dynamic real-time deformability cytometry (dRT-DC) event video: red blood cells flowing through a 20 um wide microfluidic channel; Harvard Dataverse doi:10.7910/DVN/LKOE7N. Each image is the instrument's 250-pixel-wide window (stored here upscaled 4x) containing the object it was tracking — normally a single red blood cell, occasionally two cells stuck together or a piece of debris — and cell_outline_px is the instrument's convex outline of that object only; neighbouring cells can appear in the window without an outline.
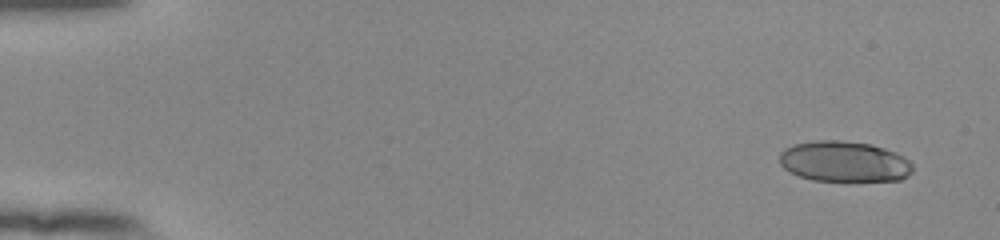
{"species": "human", "species_latin": "Homo sapiens", "temperature_condition": "room temperature", "stored_images_in_passage": 52, "camera_frame_rate_fps": 3000, "um_per_image_px": 0.085, "donor": {"sex": "female"}, "frame": {"image": 1, "passage_image": 1, "time_ms": 0.0, "image_size_px": [1000, 240], "cell_outline_px": [[912, 172], [908, 176], [900, 180], [812, 180], [800, 176], [784, 168], [780, 164], [780, 152], [784, 148], [796, 144], [816, 140], [840, 140], [868, 144], [884, 148], [896, 152], [904, 156], [912, 164]], "centroid_in_image_um": [71.76, 13.72], "position_along_channel_um": 13.2, "area_um2": 31.33}}
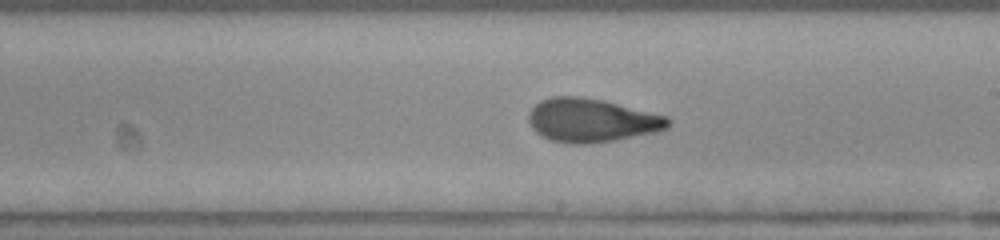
{"frame": {"image": 2, "passage_image": 30, "time_ms": 9.667, "image_size_px": [1000, 240], "cell_outline_px": [[672, 120], [668, 128], [656, 132], [616, 140], [588, 144], [568, 144], [552, 140], [536, 132], [532, 128], [528, 120], [528, 112], [540, 100], [552, 96], [580, 96], [604, 100], [668, 116]], "centroid_in_image_um": [50.3, 10.22], "position_along_channel_um": 238.7, "area_um2": 35.72}}
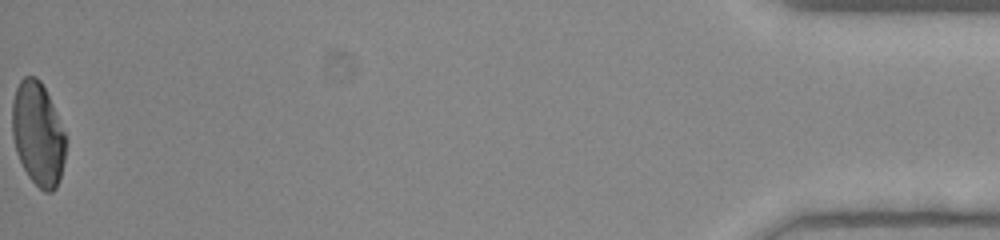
{"frame": {"image": 3, "passage_image": 52, "time_ms": 17.0, "image_size_px": [1000, 240], "cell_outline_px": [[64, 160], [60, 180], [56, 188], [52, 192], [44, 192], [28, 176], [16, 152], [12, 136], [12, 100], [16, 88], [20, 80], [24, 76], [36, 76], [40, 80], [52, 104], [64, 132]], "centroid_in_image_um": [3.2, 11.38], "position_along_channel_um": 432.0, "area_um2": 32.02}, "authors_computed_cell_mechanics": {"area_um2": 34.2754, "velocity_mm_per_s": 3.8917, "shape_relaxation_time_tau1_ms": 8.1014, "shape_relaxation_time_tau2_ms": 1.3736, "deformation_change_tau1": 0.2482, "deformation_change_tau2": 0.0791}}